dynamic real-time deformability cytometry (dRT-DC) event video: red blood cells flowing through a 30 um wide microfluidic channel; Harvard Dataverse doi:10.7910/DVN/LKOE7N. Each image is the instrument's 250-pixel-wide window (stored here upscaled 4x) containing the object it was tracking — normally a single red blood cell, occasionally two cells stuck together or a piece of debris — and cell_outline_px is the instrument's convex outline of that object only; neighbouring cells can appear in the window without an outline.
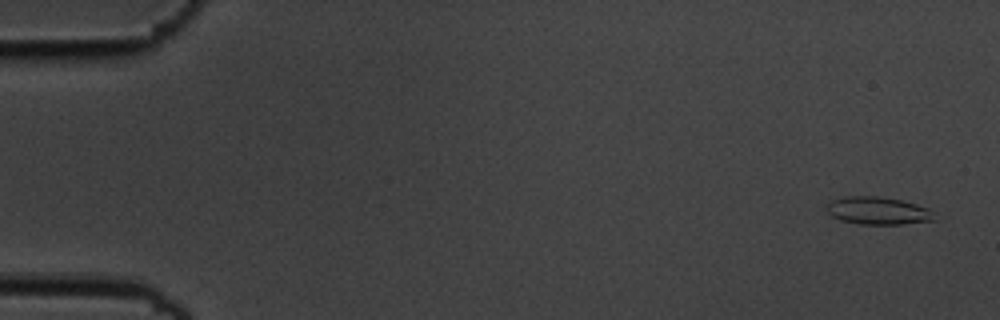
{"species": "common noctule bat (a hibernating species)", "species_latin": "Nyctalus noctula", "temperature_condition": "cold", "stored_images_in_passage": 6, "camera_frame_rate_fps": 3000, "um_per_image_px": 0.085, "animal": {"sex": "male", "body_mass_g": 19.5, "forearm_length_mm": 54.6}, "frame": {"image": 1, "passage_image": 1, "time_ms": 0.0, "image_size_px": [1000, 320], "cell_outline_px": [[936, 220], [900, 224], [860, 224], [840, 220], [832, 216], [824, 208], [824, 204], [832, 200], [844, 196], [880, 196], [900, 200], [916, 204], [928, 208], [932, 212]], "centroid_in_image_um": [74.57, 17.9], "position_along_channel_um": 10.4, "area_um2": 17.46}}